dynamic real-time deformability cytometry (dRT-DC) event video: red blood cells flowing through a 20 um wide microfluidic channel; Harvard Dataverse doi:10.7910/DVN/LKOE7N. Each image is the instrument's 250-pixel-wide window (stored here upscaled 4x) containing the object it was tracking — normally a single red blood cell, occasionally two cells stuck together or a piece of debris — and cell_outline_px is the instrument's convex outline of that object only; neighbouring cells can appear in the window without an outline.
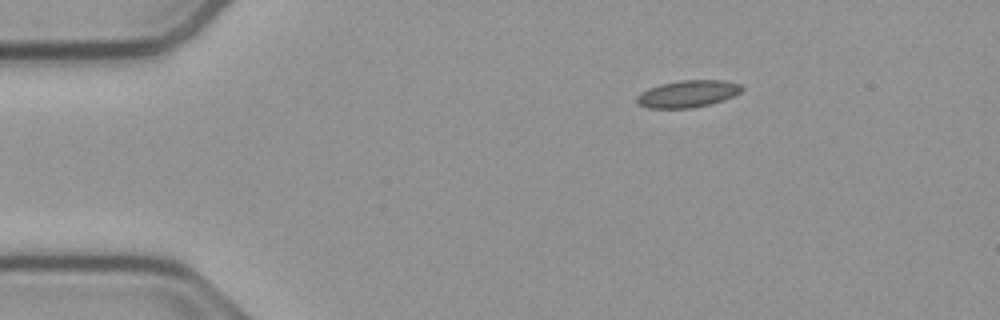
{"species": "common noctule bat (a hibernating species)", "species_latin": "Nyctalus noctula", "temperature_condition": "cold", "stored_images_in_passage": 46, "camera_frame_rate_fps": 3000, "um_per_image_px": 0.085, "animal": {"sex": "male", "body_mass_g": 23.1, "forearm_length_mm": 52.7}, "frame": {"image": 1, "passage_image": 1, "time_ms": 0.0, "image_size_px": [1000, 320], "cell_outline_px": [[744, 88], [740, 92], [724, 100], [692, 108], [648, 108], [636, 104], [636, 96], [640, 92], [648, 88], [660, 84], [680, 80], [724, 80], [740, 84]], "centroid_in_image_um": [58.42, 7.97], "position_along_channel_um": 26.6, "area_um2": 16.65}}
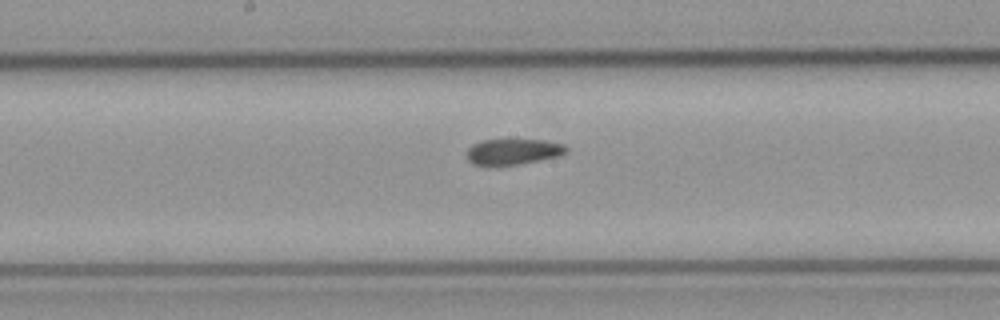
{"frame": {"image": 2, "passage_image": 20, "time_ms": 6.333, "image_size_px": [1000, 320], "cell_outline_px": [[568, 152], [560, 156], [520, 164], [488, 168], [472, 164], [464, 156], [468, 148], [472, 144], [480, 140], [508, 136], [544, 140], [564, 144], [568, 148]], "centroid_in_image_um": [43.54, 12.87], "position_along_channel_um": 204.7, "area_um2": 16.59}}
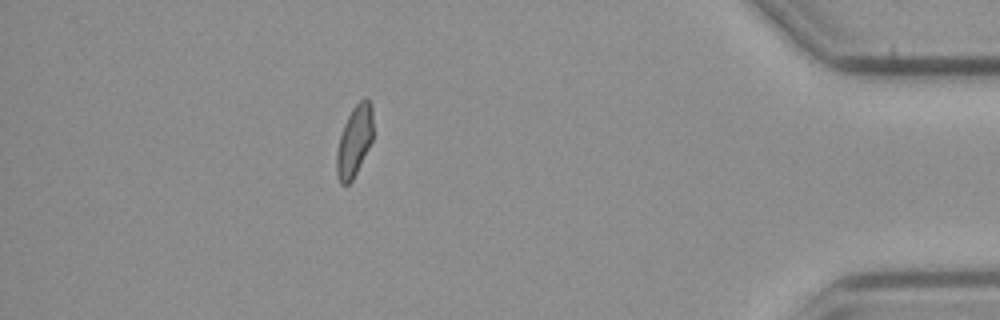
{"frame": {"image": 3, "passage_image": 40, "time_ms": 13.0, "image_size_px": [1000, 320], "cell_outline_px": [[372, 140], [352, 180], [348, 184], [340, 184], [336, 172], [336, 152], [340, 136], [344, 124], [352, 108], [364, 96], [372, 104]], "centroid_in_image_um": [30.11, 11.97], "position_along_channel_um": 405.1, "area_um2": 14.91}, "authors_computed_cell_mechanics": {"area_um2": 15.7794, "velocity_mm_per_s": 3.7796, "shape_relaxation_time_tau1_ms": null, "shape_relaxation_time_tau2_ms": 3.12, "deformation_change_tau1": null, "deformation_change_tau2": 0.0905}}